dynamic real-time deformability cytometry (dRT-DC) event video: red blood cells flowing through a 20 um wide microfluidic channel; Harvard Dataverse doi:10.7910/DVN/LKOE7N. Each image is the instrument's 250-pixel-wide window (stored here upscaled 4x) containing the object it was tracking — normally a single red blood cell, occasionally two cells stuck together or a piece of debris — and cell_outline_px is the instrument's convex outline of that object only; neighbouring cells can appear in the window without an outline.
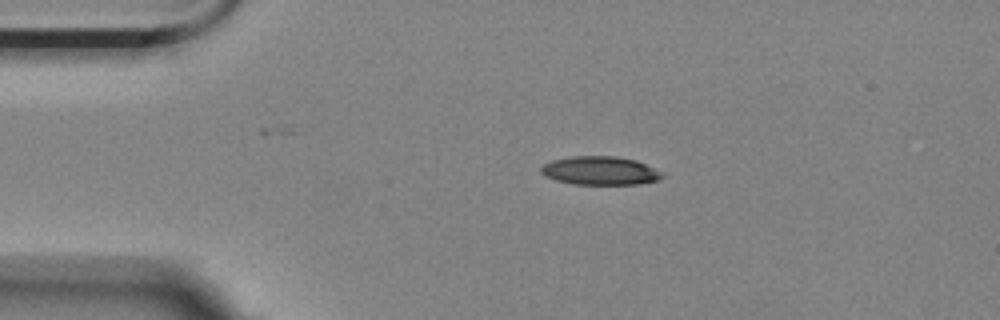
{"species": "Egyptian fruit bat (a non-hibernating species)", "species_latin": "Rousettus aegyptiacus", "temperature_condition": "room temperature", "stored_images_in_passage": 36, "camera_frame_rate_fps": 3000, "um_per_image_px": 0.085, "animal": {"sex": "female"}, "frame": {"image": 1, "passage_image": 1, "time_ms": 0.0, "image_size_px": [1000, 320], "cell_outline_px": [[664, 176], [656, 180], [640, 184], [572, 184], [556, 180], [544, 176], [540, 172], [540, 168], [544, 164], [552, 160], [572, 156], [616, 156], [636, 160], [664, 172]], "centroid_in_image_um": [51.01, 14.5], "position_along_channel_um": 34.0, "area_um2": 20.23}}
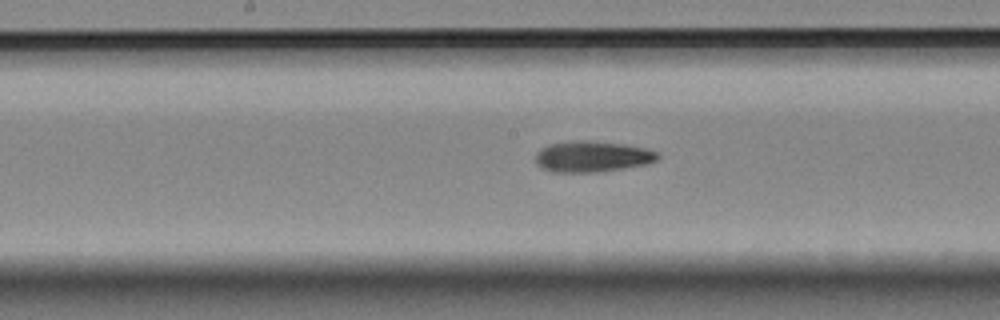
{"frame": {"image": 2, "passage_image": 18, "time_ms": 5.667, "image_size_px": [1000, 320], "cell_outline_px": [[660, 156], [656, 160], [648, 164], [624, 168], [596, 172], [552, 172], [540, 168], [536, 164], [536, 152], [540, 148], [548, 144], [576, 140], [588, 140], [624, 144], [644, 148], [660, 152]], "centroid_in_image_um": [50.32, 13.3], "position_along_channel_um": 197.9, "area_um2": 22.31}}
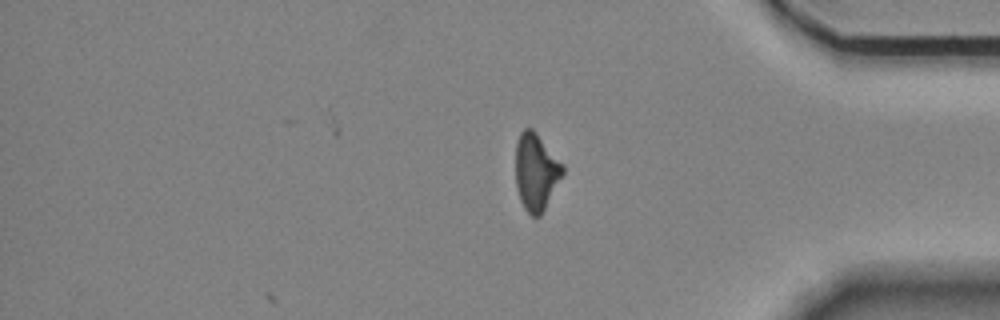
{"frame": {"image": 3, "passage_image": 36, "time_ms": 11.667, "image_size_px": [1000, 320], "cell_outline_px": [[564, 172], [540, 216], [532, 216], [524, 208], [520, 200], [516, 188], [516, 144], [520, 132], [524, 128], [532, 128], [536, 132], [564, 164]], "centroid_in_image_um": [45.56, 14.58], "position_along_channel_um": 389.6, "area_um2": 21.04}, "authors_computed_cell_mechanics": {"area_um2": 21.2126, "velocity_mm_per_s": 3.5344, "shape_relaxation_time_tau1_ms": null, "shape_relaxation_time_tau2_ms": 1.7725, "deformation_change_tau1": null, "deformation_change_tau2": 0.0896}}